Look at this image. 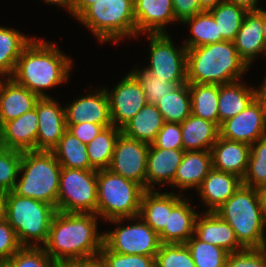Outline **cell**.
I'll return each instance as SVG.
<instances>
[{"label": "cell", "instance_id": "41", "mask_svg": "<svg viewBox=\"0 0 266 267\" xmlns=\"http://www.w3.org/2000/svg\"><path fill=\"white\" fill-rule=\"evenodd\" d=\"M155 267H196L185 244L161 243Z\"/></svg>", "mask_w": 266, "mask_h": 267}, {"label": "cell", "instance_id": "34", "mask_svg": "<svg viewBox=\"0 0 266 267\" xmlns=\"http://www.w3.org/2000/svg\"><path fill=\"white\" fill-rule=\"evenodd\" d=\"M156 106L165 122L181 124L191 115L189 83L179 85L171 93H166Z\"/></svg>", "mask_w": 266, "mask_h": 267}, {"label": "cell", "instance_id": "52", "mask_svg": "<svg viewBox=\"0 0 266 267\" xmlns=\"http://www.w3.org/2000/svg\"><path fill=\"white\" fill-rule=\"evenodd\" d=\"M229 3L241 6L249 11H258L261 8L257 6L258 0H224ZM258 7V8H257Z\"/></svg>", "mask_w": 266, "mask_h": 267}, {"label": "cell", "instance_id": "58", "mask_svg": "<svg viewBox=\"0 0 266 267\" xmlns=\"http://www.w3.org/2000/svg\"><path fill=\"white\" fill-rule=\"evenodd\" d=\"M262 33L264 38L265 54H266V11L262 10Z\"/></svg>", "mask_w": 266, "mask_h": 267}, {"label": "cell", "instance_id": "27", "mask_svg": "<svg viewBox=\"0 0 266 267\" xmlns=\"http://www.w3.org/2000/svg\"><path fill=\"white\" fill-rule=\"evenodd\" d=\"M181 199L175 193H159L153 190H146L143 193L139 216L157 234L167 225L168 210Z\"/></svg>", "mask_w": 266, "mask_h": 267}, {"label": "cell", "instance_id": "44", "mask_svg": "<svg viewBox=\"0 0 266 267\" xmlns=\"http://www.w3.org/2000/svg\"><path fill=\"white\" fill-rule=\"evenodd\" d=\"M10 260L12 267H52L54 262L43 247H21Z\"/></svg>", "mask_w": 266, "mask_h": 267}, {"label": "cell", "instance_id": "33", "mask_svg": "<svg viewBox=\"0 0 266 267\" xmlns=\"http://www.w3.org/2000/svg\"><path fill=\"white\" fill-rule=\"evenodd\" d=\"M52 152L62 168L94 169L89 162L87 145L68 130Z\"/></svg>", "mask_w": 266, "mask_h": 267}, {"label": "cell", "instance_id": "13", "mask_svg": "<svg viewBox=\"0 0 266 267\" xmlns=\"http://www.w3.org/2000/svg\"><path fill=\"white\" fill-rule=\"evenodd\" d=\"M109 98L112 124L122 129L147 104L141 84L129 72L112 91L106 89Z\"/></svg>", "mask_w": 266, "mask_h": 267}, {"label": "cell", "instance_id": "50", "mask_svg": "<svg viewBox=\"0 0 266 267\" xmlns=\"http://www.w3.org/2000/svg\"><path fill=\"white\" fill-rule=\"evenodd\" d=\"M52 267H98V263L87 259L55 260Z\"/></svg>", "mask_w": 266, "mask_h": 267}, {"label": "cell", "instance_id": "42", "mask_svg": "<svg viewBox=\"0 0 266 267\" xmlns=\"http://www.w3.org/2000/svg\"><path fill=\"white\" fill-rule=\"evenodd\" d=\"M22 152L0 146V190L13 191L21 164Z\"/></svg>", "mask_w": 266, "mask_h": 267}, {"label": "cell", "instance_id": "45", "mask_svg": "<svg viewBox=\"0 0 266 267\" xmlns=\"http://www.w3.org/2000/svg\"><path fill=\"white\" fill-rule=\"evenodd\" d=\"M225 267H266V256L260 248L228 253Z\"/></svg>", "mask_w": 266, "mask_h": 267}, {"label": "cell", "instance_id": "2", "mask_svg": "<svg viewBox=\"0 0 266 267\" xmlns=\"http://www.w3.org/2000/svg\"><path fill=\"white\" fill-rule=\"evenodd\" d=\"M72 62L55 43L33 39L22 51L10 78L39 98H50L43 90L67 81Z\"/></svg>", "mask_w": 266, "mask_h": 267}, {"label": "cell", "instance_id": "54", "mask_svg": "<svg viewBox=\"0 0 266 267\" xmlns=\"http://www.w3.org/2000/svg\"><path fill=\"white\" fill-rule=\"evenodd\" d=\"M98 0H75L74 17H78L88 6Z\"/></svg>", "mask_w": 266, "mask_h": 267}, {"label": "cell", "instance_id": "8", "mask_svg": "<svg viewBox=\"0 0 266 267\" xmlns=\"http://www.w3.org/2000/svg\"><path fill=\"white\" fill-rule=\"evenodd\" d=\"M145 191L142 185L109 169L97 170L96 214L104 218L105 222L136 217Z\"/></svg>", "mask_w": 266, "mask_h": 267}, {"label": "cell", "instance_id": "49", "mask_svg": "<svg viewBox=\"0 0 266 267\" xmlns=\"http://www.w3.org/2000/svg\"><path fill=\"white\" fill-rule=\"evenodd\" d=\"M105 128L95 123H78L67 125V130L77 137L82 143L88 144Z\"/></svg>", "mask_w": 266, "mask_h": 267}, {"label": "cell", "instance_id": "43", "mask_svg": "<svg viewBox=\"0 0 266 267\" xmlns=\"http://www.w3.org/2000/svg\"><path fill=\"white\" fill-rule=\"evenodd\" d=\"M97 263L98 267H155V256L119 254L103 244Z\"/></svg>", "mask_w": 266, "mask_h": 267}, {"label": "cell", "instance_id": "4", "mask_svg": "<svg viewBox=\"0 0 266 267\" xmlns=\"http://www.w3.org/2000/svg\"><path fill=\"white\" fill-rule=\"evenodd\" d=\"M215 212L233 228L244 249L261 248L266 225L256 188L241 185Z\"/></svg>", "mask_w": 266, "mask_h": 267}, {"label": "cell", "instance_id": "19", "mask_svg": "<svg viewBox=\"0 0 266 267\" xmlns=\"http://www.w3.org/2000/svg\"><path fill=\"white\" fill-rule=\"evenodd\" d=\"M134 17L137 36L167 33L165 26L175 21L172 0H134Z\"/></svg>", "mask_w": 266, "mask_h": 267}, {"label": "cell", "instance_id": "56", "mask_svg": "<svg viewBox=\"0 0 266 267\" xmlns=\"http://www.w3.org/2000/svg\"><path fill=\"white\" fill-rule=\"evenodd\" d=\"M6 192L0 190V221L6 217Z\"/></svg>", "mask_w": 266, "mask_h": 267}, {"label": "cell", "instance_id": "46", "mask_svg": "<svg viewBox=\"0 0 266 267\" xmlns=\"http://www.w3.org/2000/svg\"><path fill=\"white\" fill-rule=\"evenodd\" d=\"M152 145L162 149H183L181 124L165 122Z\"/></svg>", "mask_w": 266, "mask_h": 267}, {"label": "cell", "instance_id": "30", "mask_svg": "<svg viewBox=\"0 0 266 267\" xmlns=\"http://www.w3.org/2000/svg\"><path fill=\"white\" fill-rule=\"evenodd\" d=\"M254 98L255 88L247 87L241 81L219 85V126L242 112Z\"/></svg>", "mask_w": 266, "mask_h": 267}, {"label": "cell", "instance_id": "36", "mask_svg": "<svg viewBox=\"0 0 266 267\" xmlns=\"http://www.w3.org/2000/svg\"><path fill=\"white\" fill-rule=\"evenodd\" d=\"M209 11L217 23L218 35H221V41L233 42L248 11L241 6L226 1L220 2Z\"/></svg>", "mask_w": 266, "mask_h": 267}, {"label": "cell", "instance_id": "47", "mask_svg": "<svg viewBox=\"0 0 266 267\" xmlns=\"http://www.w3.org/2000/svg\"><path fill=\"white\" fill-rule=\"evenodd\" d=\"M21 247L13 227L0 221V259H10Z\"/></svg>", "mask_w": 266, "mask_h": 267}, {"label": "cell", "instance_id": "6", "mask_svg": "<svg viewBox=\"0 0 266 267\" xmlns=\"http://www.w3.org/2000/svg\"><path fill=\"white\" fill-rule=\"evenodd\" d=\"M61 168L52 151L22 152L19 170L22 176L16 181L13 192L56 208Z\"/></svg>", "mask_w": 266, "mask_h": 267}, {"label": "cell", "instance_id": "61", "mask_svg": "<svg viewBox=\"0 0 266 267\" xmlns=\"http://www.w3.org/2000/svg\"><path fill=\"white\" fill-rule=\"evenodd\" d=\"M260 249L264 252V254L266 256V236L263 239V243H262V246Z\"/></svg>", "mask_w": 266, "mask_h": 267}, {"label": "cell", "instance_id": "57", "mask_svg": "<svg viewBox=\"0 0 266 267\" xmlns=\"http://www.w3.org/2000/svg\"><path fill=\"white\" fill-rule=\"evenodd\" d=\"M222 1L224 0H199L201 7L206 11L216 7Z\"/></svg>", "mask_w": 266, "mask_h": 267}, {"label": "cell", "instance_id": "15", "mask_svg": "<svg viewBox=\"0 0 266 267\" xmlns=\"http://www.w3.org/2000/svg\"><path fill=\"white\" fill-rule=\"evenodd\" d=\"M36 112L39 119L36 151H52L67 130L65 108L52 98H40Z\"/></svg>", "mask_w": 266, "mask_h": 267}, {"label": "cell", "instance_id": "16", "mask_svg": "<svg viewBox=\"0 0 266 267\" xmlns=\"http://www.w3.org/2000/svg\"><path fill=\"white\" fill-rule=\"evenodd\" d=\"M65 108L67 125L95 123L104 128L112 126L109 98L106 89L91 93L74 100Z\"/></svg>", "mask_w": 266, "mask_h": 267}, {"label": "cell", "instance_id": "39", "mask_svg": "<svg viewBox=\"0 0 266 267\" xmlns=\"http://www.w3.org/2000/svg\"><path fill=\"white\" fill-rule=\"evenodd\" d=\"M185 245L196 267H225L228 252L223 248L202 242L195 235Z\"/></svg>", "mask_w": 266, "mask_h": 267}, {"label": "cell", "instance_id": "22", "mask_svg": "<svg viewBox=\"0 0 266 267\" xmlns=\"http://www.w3.org/2000/svg\"><path fill=\"white\" fill-rule=\"evenodd\" d=\"M242 185L237 175L212 169L197 189L207 212H215Z\"/></svg>", "mask_w": 266, "mask_h": 267}, {"label": "cell", "instance_id": "11", "mask_svg": "<svg viewBox=\"0 0 266 267\" xmlns=\"http://www.w3.org/2000/svg\"><path fill=\"white\" fill-rule=\"evenodd\" d=\"M147 35L150 41V64L146 69L153 76L166 79L168 82L178 85L187 83L186 47L183 45L177 49L167 33Z\"/></svg>", "mask_w": 266, "mask_h": 267}, {"label": "cell", "instance_id": "26", "mask_svg": "<svg viewBox=\"0 0 266 267\" xmlns=\"http://www.w3.org/2000/svg\"><path fill=\"white\" fill-rule=\"evenodd\" d=\"M39 99L35 93L9 78L0 92V127L34 109Z\"/></svg>", "mask_w": 266, "mask_h": 267}, {"label": "cell", "instance_id": "60", "mask_svg": "<svg viewBox=\"0 0 266 267\" xmlns=\"http://www.w3.org/2000/svg\"><path fill=\"white\" fill-rule=\"evenodd\" d=\"M0 267H12V261L10 259H0Z\"/></svg>", "mask_w": 266, "mask_h": 267}, {"label": "cell", "instance_id": "31", "mask_svg": "<svg viewBox=\"0 0 266 267\" xmlns=\"http://www.w3.org/2000/svg\"><path fill=\"white\" fill-rule=\"evenodd\" d=\"M191 114L215 123L219 127V85L189 83Z\"/></svg>", "mask_w": 266, "mask_h": 267}, {"label": "cell", "instance_id": "24", "mask_svg": "<svg viewBox=\"0 0 266 267\" xmlns=\"http://www.w3.org/2000/svg\"><path fill=\"white\" fill-rule=\"evenodd\" d=\"M237 53L248 66L260 53H265L262 33V9L249 11L233 41Z\"/></svg>", "mask_w": 266, "mask_h": 267}, {"label": "cell", "instance_id": "48", "mask_svg": "<svg viewBox=\"0 0 266 267\" xmlns=\"http://www.w3.org/2000/svg\"><path fill=\"white\" fill-rule=\"evenodd\" d=\"M175 22L183 23L186 19L192 18L197 13L205 11L199 0H172Z\"/></svg>", "mask_w": 266, "mask_h": 267}, {"label": "cell", "instance_id": "17", "mask_svg": "<svg viewBox=\"0 0 266 267\" xmlns=\"http://www.w3.org/2000/svg\"><path fill=\"white\" fill-rule=\"evenodd\" d=\"M39 119L35 108L0 127V146L12 150L36 151Z\"/></svg>", "mask_w": 266, "mask_h": 267}, {"label": "cell", "instance_id": "35", "mask_svg": "<svg viewBox=\"0 0 266 267\" xmlns=\"http://www.w3.org/2000/svg\"><path fill=\"white\" fill-rule=\"evenodd\" d=\"M121 133V129L112 125L105 128L87 144L89 162L95 170L109 168L116 141Z\"/></svg>", "mask_w": 266, "mask_h": 267}, {"label": "cell", "instance_id": "18", "mask_svg": "<svg viewBox=\"0 0 266 267\" xmlns=\"http://www.w3.org/2000/svg\"><path fill=\"white\" fill-rule=\"evenodd\" d=\"M194 235L202 242L223 248L228 253L244 250L238 243L233 228L216 212H205L195 220Z\"/></svg>", "mask_w": 266, "mask_h": 267}, {"label": "cell", "instance_id": "37", "mask_svg": "<svg viewBox=\"0 0 266 267\" xmlns=\"http://www.w3.org/2000/svg\"><path fill=\"white\" fill-rule=\"evenodd\" d=\"M184 24H189L191 36L184 44L186 49L195 48L221 42V35H218L217 23L210 11H202L192 18L186 19Z\"/></svg>", "mask_w": 266, "mask_h": 267}, {"label": "cell", "instance_id": "7", "mask_svg": "<svg viewBox=\"0 0 266 267\" xmlns=\"http://www.w3.org/2000/svg\"><path fill=\"white\" fill-rule=\"evenodd\" d=\"M76 19L104 43L116 44L126 36L137 37L134 0H98Z\"/></svg>", "mask_w": 266, "mask_h": 267}, {"label": "cell", "instance_id": "32", "mask_svg": "<svg viewBox=\"0 0 266 267\" xmlns=\"http://www.w3.org/2000/svg\"><path fill=\"white\" fill-rule=\"evenodd\" d=\"M32 37L15 29L0 27V70L11 77L16 69L18 58Z\"/></svg>", "mask_w": 266, "mask_h": 267}, {"label": "cell", "instance_id": "9", "mask_svg": "<svg viewBox=\"0 0 266 267\" xmlns=\"http://www.w3.org/2000/svg\"><path fill=\"white\" fill-rule=\"evenodd\" d=\"M56 210L96 214L97 170L61 168Z\"/></svg>", "mask_w": 266, "mask_h": 267}, {"label": "cell", "instance_id": "59", "mask_svg": "<svg viewBox=\"0 0 266 267\" xmlns=\"http://www.w3.org/2000/svg\"><path fill=\"white\" fill-rule=\"evenodd\" d=\"M0 76H1V77H0V92H1V90H2V88H3V85L7 82V80H8L10 77H9V75H7L4 71H1V70H0ZM4 76L7 77L5 81L3 80V77H4Z\"/></svg>", "mask_w": 266, "mask_h": 267}, {"label": "cell", "instance_id": "1", "mask_svg": "<svg viewBox=\"0 0 266 267\" xmlns=\"http://www.w3.org/2000/svg\"><path fill=\"white\" fill-rule=\"evenodd\" d=\"M97 217L95 213L56 211L43 246L46 253L54 261L98 260L104 234L97 232Z\"/></svg>", "mask_w": 266, "mask_h": 267}, {"label": "cell", "instance_id": "10", "mask_svg": "<svg viewBox=\"0 0 266 267\" xmlns=\"http://www.w3.org/2000/svg\"><path fill=\"white\" fill-rule=\"evenodd\" d=\"M124 219L138 220L133 225L121 226ZM107 222L116 223L114 231L103 233V244L110 250L119 254H139L155 256L159 251L161 242L159 235L140 216L133 218H118Z\"/></svg>", "mask_w": 266, "mask_h": 267}, {"label": "cell", "instance_id": "14", "mask_svg": "<svg viewBox=\"0 0 266 267\" xmlns=\"http://www.w3.org/2000/svg\"><path fill=\"white\" fill-rule=\"evenodd\" d=\"M219 136L249 145L266 136V121L260 103L254 98L242 112L222 122Z\"/></svg>", "mask_w": 266, "mask_h": 267}, {"label": "cell", "instance_id": "12", "mask_svg": "<svg viewBox=\"0 0 266 267\" xmlns=\"http://www.w3.org/2000/svg\"><path fill=\"white\" fill-rule=\"evenodd\" d=\"M149 144L121 133L116 141L109 166L113 173L133 180L146 189V164Z\"/></svg>", "mask_w": 266, "mask_h": 267}, {"label": "cell", "instance_id": "53", "mask_svg": "<svg viewBox=\"0 0 266 267\" xmlns=\"http://www.w3.org/2000/svg\"><path fill=\"white\" fill-rule=\"evenodd\" d=\"M46 3L60 5L61 7L67 8L69 13L74 17V7H75V0H43Z\"/></svg>", "mask_w": 266, "mask_h": 267}, {"label": "cell", "instance_id": "5", "mask_svg": "<svg viewBox=\"0 0 266 267\" xmlns=\"http://www.w3.org/2000/svg\"><path fill=\"white\" fill-rule=\"evenodd\" d=\"M56 211L46 202L17 195L13 191L6 194L5 219L13 227L22 247H43L46 244ZM32 240H35L34 243ZM36 242H41V245Z\"/></svg>", "mask_w": 266, "mask_h": 267}, {"label": "cell", "instance_id": "23", "mask_svg": "<svg viewBox=\"0 0 266 267\" xmlns=\"http://www.w3.org/2000/svg\"><path fill=\"white\" fill-rule=\"evenodd\" d=\"M189 203L183 197L168 210L167 225L158 234L161 243L185 244L194 235L198 213Z\"/></svg>", "mask_w": 266, "mask_h": 267}, {"label": "cell", "instance_id": "3", "mask_svg": "<svg viewBox=\"0 0 266 267\" xmlns=\"http://www.w3.org/2000/svg\"><path fill=\"white\" fill-rule=\"evenodd\" d=\"M247 69L231 41L187 49V83L229 84L240 80Z\"/></svg>", "mask_w": 266, "mask_h": 267}, {"label": "cell", "instance_id": "38", "mask_svg": "<svg viewBox=\"0 0 266 267\" xmlns=\"http://www.w3.org/2000/svg\"><path fill=\"white\" fill-rule=\"evenodd\" d=\"M266 184V136L250 145L248 168L242 185L258 189Z\"/></svg>", "mask_w": 266, "mask_h": 267}, {"label": "cell", "instance_id": "20", "mask_svg": "<svg viewBox=\"0 0 266 267\" xmlns=\"http://www.w3.org/2000/svg\"><path fill=\"white\" fill-rule=\"evenodd\" d=\"M183 149H162L149 145L146 164V190H155L154 184L173 182L176 170L181 164Z\"/></svg>", "mask_w": 266, "mask_h": 267}, {"label": "cell", "instance_id": "28", "mask_svg": "<svg viewBox=\"0 0 266 267\" xmlns=\"http://www.w3.org/2000/svg\"><path fill=\"white\" fill-rule=\"evenodd\" d=\"M184 151H211L219 137V127L201 117L190 115L181 123Z\"/></svg>", "mask_w": 266, "mask_h": 267}, {"label": "cell", "instance_id": "25", "mask_svg": "<svg viewBox=\"0 0 266 267\" xmlns=\"http://www.w3.org/2000/svg\"><path fill=\"white\" fill-rule=\"evenodd\" d=\"M212 169L211 151H185L171 184L183 190L198 189Z\"/></svg>", "mask_w": 266, "mask_h": 267}, {"label": "cell", "instance_id": "51", "mask_svg": "<svg viewBox=\"0 0 266 267\" xmlns=\"http://www.w3.org/2000/svg\"><path fill=\"white\" fill-rule=\"evenodd\" d=\"M264 78L260 88L255 89V99L260 103L266 121V77Z\"/></svg>", "mask_w": 266, "mask_h": 267}, {"label": "cell", "instance_id": "55", "mask_svg": "<svg viewBox=\"0 0 266 267\" xmlns=\"http://www.w3.org/2000/svg\"><path fill=\"white\" fill-rule=\"evenodd\" d=\"M257 190L259 193L261 208L263 211V218L266 225V184L260 186Z\"/></svg>", "mask_w": 266, "mask_h": 267}, {"label": "cell", "instance_id": "29", "mask_svg": "<svg viewBox=\"0 0 266 267\" xmlns=\"http://www.w3.org/2000/svg\"><path fill=\"white\" fill-rule=\"evenodd\" d=\"M165 121L156 105L146 104L121 130L129 138L152 144Z\"/></svg>", "mask_w": 266, "mask_h": 267}, {"label": "cell", "instance_id": "21", "mask_svg": "<svg viewBox=\"0 0 266 267\" xmlns=\"http://www.w3.org/2000/svg\"><path fill=\"white\" fill-rule=\"evenodd\" d=\"M213 169L237 175L246 174L250 156V145L218 137L211 148Z\"/></svg>", "mask_w": 266, "mask_h": 267}, {"label": "cell", "instance_id": "40", "mask_svg": "<svg viewBox=\"0 0 266 267\" xmlns=\"http://www.w3.org/2000/svg\"><path fill=\"white\" fill-rule=\"evenodd\" d=\"M130 73L141 84L147 104L156 105L166 93H171L179 86L177 83L168 82L166 79L153 76L146 68H143V70H132Z\"/></svg>", "mask_w": 266, "mask_h": 267}]
</instances>
